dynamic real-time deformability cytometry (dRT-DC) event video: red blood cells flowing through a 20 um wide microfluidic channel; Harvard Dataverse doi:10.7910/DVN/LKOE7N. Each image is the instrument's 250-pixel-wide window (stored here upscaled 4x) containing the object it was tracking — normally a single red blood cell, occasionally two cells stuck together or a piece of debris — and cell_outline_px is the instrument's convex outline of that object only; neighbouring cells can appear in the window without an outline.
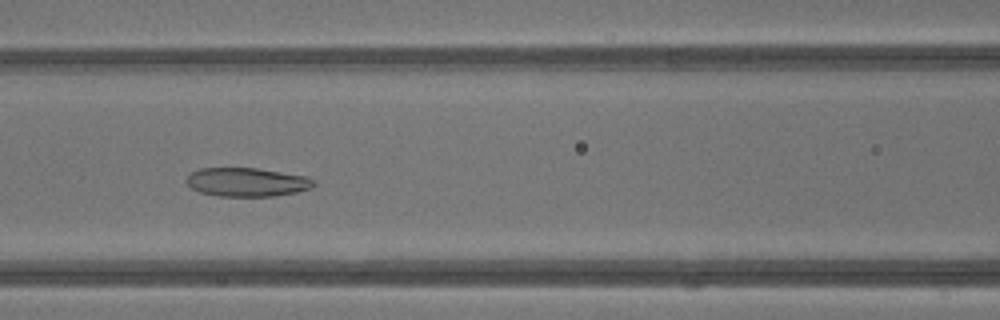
{"species": "common noctule bat (a hibernating species)", "species_latin": "Nyctalus noctula", "temperature_condition": "warm", "stored_images_in_passage": 42, "camera_frame_rate_fps": 3000, "um_per_image_px": 0.085, "animal": {"sex": "male", "body_mass_g": 13.3}, "frame": {"image": 1, "passage_image": 19, "time_ms": 6.0, "image_size_px": [1000, 320], "cell_outline_px": [[316, 184], [312, 188], [296, 192], [276, 196], [220, 196], [200, 192], [192, 188], [184, 180], [192, 172], [200, 168], [256, 168], [308, 176], [316, 180]], "centroid_in_image_um": [21.03, 15.48], "position_along_channel_um": 145.6, "area_um2": 21.44}}
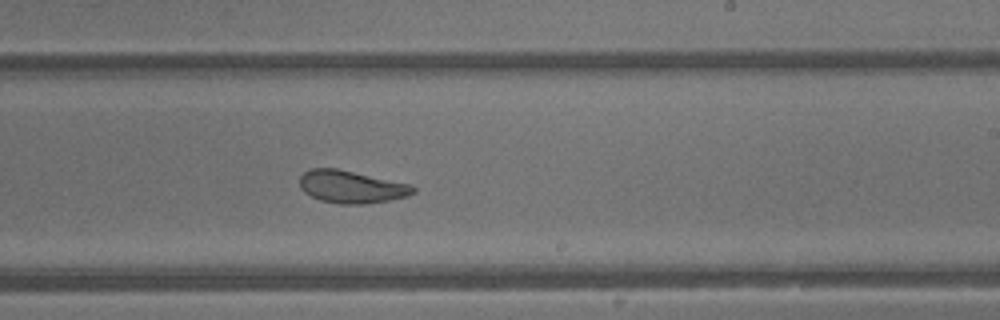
{"frame": {"image": 2, "passage_image": 26, "time_ms": 8.333, "image_size_px": [1000, 320], "cell_outline_px": [[416, 192], [408, 196], [388, 200], [364, 204], [340, 204], [320, 200], [304, 192], [300, 188], [300, 176], [304, 172], [312, 168], [336, 168], [412, 184], [416, 188]], "centroid_in_image_um": [29.88, 15.88], "position_along_channel_um": 259.1, "area_um2": 21.56}}
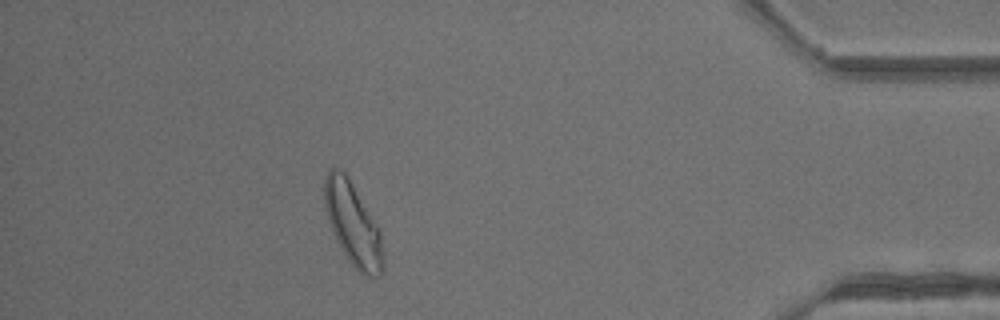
{"frame": {"image": 3, "passage_image": 38, "time_ms": 12.333, "image_size_px": [1000, 320], "cell_outline_px": [[384, 268], [380, 276], [364, 276], [348, 260], [332, 228], [324, 204], [324, 176], [328, 168], [336, 168], [344, 172], [352, 184], [380, 228], [384, 256]], "centroid_in_image_um": [30.03, 19.05], "position_along_channel_um": 405.2, "area_um2": 27.98}, "authors_computed_cell_mechanics": {"area_um2": 26.4146, "velocity_mm_per_s": 4.8828, "shape_relaxation_time_tau1_ms": null, "shape_relaxation_time_tau2_ms": 2.1532, "deformation_change_tau1": null, "deformation_change_tau2": 0.1006}}